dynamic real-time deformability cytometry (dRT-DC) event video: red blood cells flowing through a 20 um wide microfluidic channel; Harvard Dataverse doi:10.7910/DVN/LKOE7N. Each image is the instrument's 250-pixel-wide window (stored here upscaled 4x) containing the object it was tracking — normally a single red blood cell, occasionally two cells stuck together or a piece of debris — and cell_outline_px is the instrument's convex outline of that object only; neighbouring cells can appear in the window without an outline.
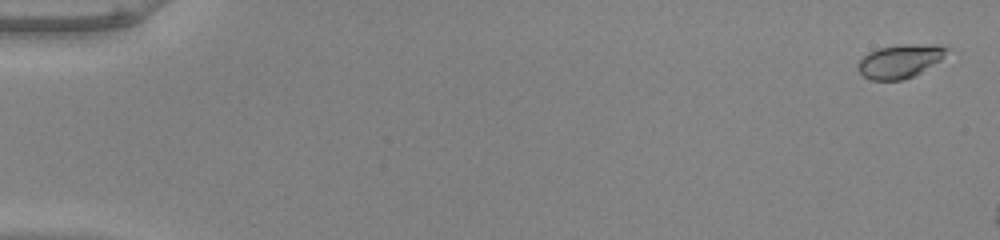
{"species": "common noctule bat (a hibernating species)", "species_latin": "Nyctalus noctula", "temperature_condition": "warm", "stored_images_in_passage": 9, "camera_frame_rate_fps": 3000, "um_per_image_px": 0.085, "animal": {"sex": "male", "body_mass_g": 20.0, "forearm_length_mm": 53.3}, "frame": {"image": 1, "passage_image": 2, "time_ms": 0.333, "image_size_px": [1000, 240], "cell_outline_px": [[952, 48], [940, 60], [920, 72], [904, 80], [872, 80], [864, 76], [856, 68], [856, 64], [868, 52], [880, 48], [904, 44], [936, 44]], "centroid_in_image_um": [76.51, 5.19], "position_along_channel_um": 8.5, "area_um2": 17.34}}